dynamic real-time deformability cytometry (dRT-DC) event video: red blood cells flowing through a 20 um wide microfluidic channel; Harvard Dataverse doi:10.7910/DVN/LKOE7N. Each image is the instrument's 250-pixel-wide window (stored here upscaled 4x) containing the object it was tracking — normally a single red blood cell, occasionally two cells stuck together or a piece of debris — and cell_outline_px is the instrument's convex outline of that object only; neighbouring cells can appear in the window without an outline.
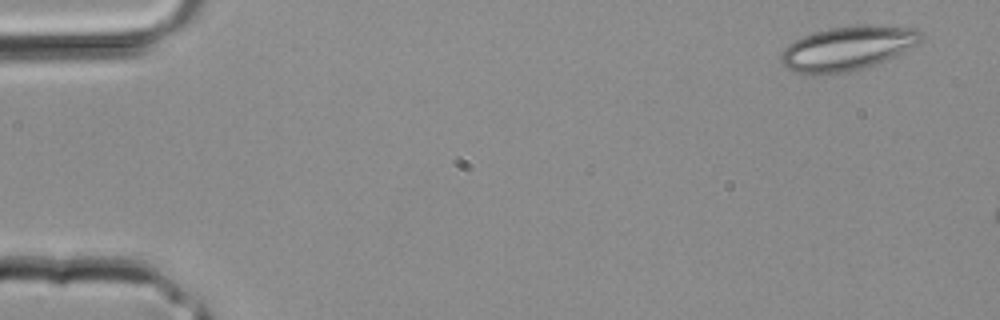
{"species": "common noctule bat (a hibernating species)", "species_latin": "Nyctalus noctula", "temperature_condition": "room temperature", "stored_images_in_passage": 3, "camera_frame_rate_fps": 3000, "um_per_image_px": 0.085, "animal": {"sex": "male", "body_mass_g": 20.4}, "frame": {"image": 1, "passage_image": 1, "time_ms": 0.0, "image_size_px": [1000, 320], "cell_outline_px": [[924, 40], [884, 60], [860, 68], [844, 72], [792, 72], [784, 68], [780, 60], [780, 56], [784, 48], [788, 44], [804, 36], [816, 32], [832, 28], [868, 24], [880, 24], [916, 28], [924, 32]], "centroid_in_image_um": [72.08, 4.06], "position_along_channel_um": 12.9, "area_um2": 35.37}}